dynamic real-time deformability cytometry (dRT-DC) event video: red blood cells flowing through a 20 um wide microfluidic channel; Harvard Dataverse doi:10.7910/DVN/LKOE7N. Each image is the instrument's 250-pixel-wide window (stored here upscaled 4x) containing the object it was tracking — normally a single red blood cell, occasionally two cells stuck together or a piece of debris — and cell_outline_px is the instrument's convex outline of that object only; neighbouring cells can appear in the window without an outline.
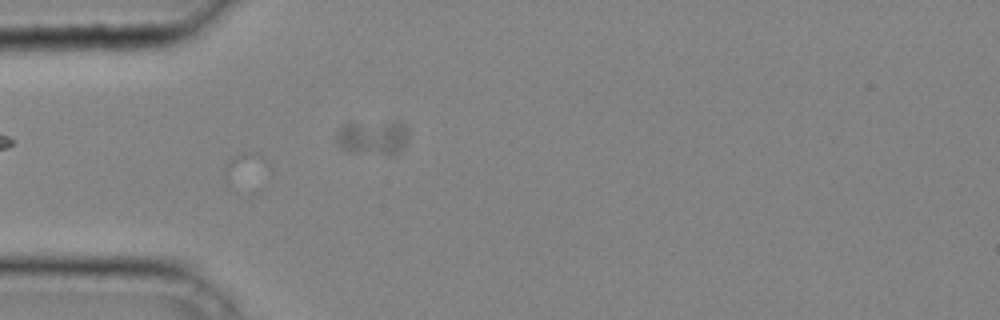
{"species": "common noctule bat (a hibernating species)", "species_latin": "Nyctalus noctula", "temperature_condition": "cold", "stored_images_in_passage": 3, "camera_frame_rate_fps": 3000, "um_per_image_px": 0.085, "animal": {"sex": "male", "body_mass_g": 20.4}, "frame": {"image": 1, "passage_image": 3, "time_ms": 0.667, "image_size_px": [1000, 320], "cell_outline_px": [[408, 136], [404, 144], [396, 152], [348, 152], [336, 140], [336, 132], [340, 128], [348, 124], [400, 124], [404, 128]], "centroid_in_image_um": [31.6, 11.7], "position_along_channel_um": 53.4, "area_um2": 12.89}}